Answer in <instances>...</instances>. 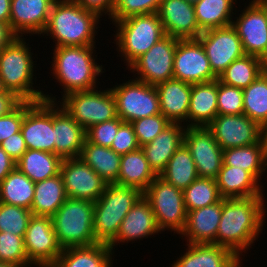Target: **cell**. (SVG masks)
I'll return each mask as SVG.
<instances>
[{"instance_id": "cell-1", "label": "cell", "mask_w": 267, "mask_h": 267, "mask_svg": "<svg viewBox=\"0 0 267 267\" xmlns=\"http://www.w3.org/2000/svg\"><path fill=\"white\" fill-rule=\"evenodd\" d=\"M264 199V196L222 198L216 245L229 248L241 259L245 257L266 227L267 198Z\"/></svg>"}, {"instance_id": "cell-2", "label": "cell", "mask_w": 267, "mask_h": 267, "mask_svg": "<svg viewBox=\"0 0 267 267\" xmlns=\"http://www.w3.org/2000/svg\"><path fill=\"white\" fill-rule=\"evenodd\" d=\"M96 46H65L52 49L53 52L49 54L53 56L49 67L50 75L53 76L51 80L55 78V82L63 89L60 92L61 97L71 92L99 87L100 77L106 70L103 65H99V60L96 61Z\"/></svg>"}, {"instance_id": "cell-3", "label": "cell", "mask_w": 267, "mask_h": 267, "mask_svg": "<svg viewBox=\"0 0 267 267\" xmlns=\"http://www.w3.org/2000/svg\"><path fill=\"white\" fill-rule=\"evenodd\" d=\"M99 19L102 20L97 13L72 0H55L41 35L53 40L55 45L51 48L96 45L98 28L102 25Z\"/></svg>"}, {"instance_id": "cell-4", "label": "cell", "mask_w": 267, "mask_h": 267, "mask_svg": "<svg viewBox=\"0 0 267 267\" xmlns=\"http://www.w3.org/2000/svg\"><path fill=\"white\" fill-rule=\"evenodd\" d=\"M25 39L26 36H17L0 51V79L5 90L14 93L22 101H41L44 100L45 91L40 86H35L37 64L33 61L35 57L29 44L30 38L27 39L28 42Z\"/></svg>"}, {"instance_id": "cell-5", "label": "cell", "mask_w": 267, "mask_h": 267, "mask_svg": "<svg viewBox=\"0 0 267 267\" xmlns=\"http://www.w3.org/2000/svg\"><path fill=\"white\" fill-rule=\"evenodd\" d=\"M115 26L112 39L121 61L127 68L155 43L165 36L162 22L157 13L133 15L109 23Z\"/></svg>"}, {"instance_id": "cell-6", "label": "cell", "mask_w": 267, "mask_h": 267, "mask_svg": "<svg viewBox=\"0 0 267 267\" xmlns=\"http://www.w3.org/2000/svg\"><path fill=\"white\" fill-rule=\"evenodd\" d=\"M142 195L135 187L106 185L94 202L93 232L98 243L109 244L116 237L123 219Z\"/></svg>"}, {"instance_id": "cell-7", "label": "cell", "mask_w": 267, "mask_h": 267, "mask_svg": "<svg viewBox=\"0 0 267 267\" xmlns=\"http://www.w3.org/2000/svg\"><path fill=\"white\" fill-rule=\"evenodd\" d=\"M94 202L67 198L52 216L62 249L98 243L93 232Z\"/></svg>"}, {"instance_id": "cell-8", "label": "cell", "mask_w": 267, "mask_h": 267, "mask_svg": "<svg viewBox=\"0 0 267 267\" xmlns=\"http://www.w3.org/2000/svg\"><path fill=\"white\" fill-rule=\"evenodd\" d=\"M102 89V90H101ZM75 91L56 98L44 93V100L58 102L85 130L117 117L116 101L110 88ZM61 100V101H60Z\"/></svg>"}, {"instance_id": "cell-9", "label": "cell", "mask_w": 267, "mask_h": 267, "mask_svg": "<svg viewBox=\"0 0 267 267\" xmlns=\"http://www.w3.org/2000/svg\"><path fill=\"white\" fill-rule=\"evenodd\" d=\"M149 201L159 230L181 234L186 223L187 210L183 190L157 176L143 192Z\"/></svg>"}, {"instance_id": "cell-10", "label": "cell", "mask_w": 267, "mask_h": 267, "mask_svg": "<svg viewBox=\"0 0 267 267\" xmlns=\"http://www.w3.org/2000/svg\"><path fill=\"white\" fill-rule=\"evenodd\" d=\"M110 89L116 101L117 116L131 123L144 117L160 114L159 95L155 86L135 78L116 83Z\"/></svg>"}, {"instance_id": "cell-11", "label": "cell", "mask_w": 267, "mask_h": 267, "mask_svg": "<svg viewBox=\"0 0 267 267\" xmlns=\"http://www.w3.org/2000/svg\"><path fill=\"white\" fill-rule=\"evenodd\" d=\"M178 40L169 35L161 38L127 68L134 74L132 77L153 86L173 79V61Z\"/></svg>"}, {"instance_id": "cell-12", "label": "cell", "mask_w": 267, "mask_h": 267, "mask_svg": "<svg viewBox=\"0 0 267 267\" xmlns=\"http://www.w3.org/2000/svg\"><path fill=\"white\" fill-rule=\"evenodd\" d=\"M28 261L35 267L54 265L62 253L52 217L32 216L24 236Z\"/></svg>"}, {"instance_id": "cell-13", "label": "cell", "mask_w": 267, "mask_h": 267, "mask_svg": "<svg viewBox=\"0 0 267 267\" xmlns=\"http://www.w3.org/2000/svg\"><path fill=\"white\" fill-rule=\"evenodd\" d=\"M173 78L189 84L218 79L211 70L205 49L198 38L178 40L173 61Z\"/></svg>"}, {"instance_id": "cell-14", "label": "cell", "mask_w": 267, "mask_h": 267, "mask_svg": "<svg viewBox=\"0 0 267 267\" xmlns=\"http://www.w3.org/2000/svg\"><path fill=\"white\" fill-rule=\"evenodd\" d=\"M21 132L28 149L55 153L53 102L26 101Z\"/></svg>"}, {"instance_id": "cell-15", "label": "cell", "mask_w": 267, "mask_h": 267, "mask_svg": "<svg viewBox=\"0 0 267 267\" xmlns=\"http://www.w3.org/2000/svg\"><path fill=\"white\" fill-rule=\"evenodd\" d=\"M244 7L236 10L232 26L241 39L245 55L257 56L267 62L266 13L258 3L249 2L247 6L245 3Z\"/></svg>"}, {"instance_id": "cell-16", "label": "cell", "mask_w": 267, "mask_h": 267, "mask_svg": "<svg viewBox=\"0 0 267 267\" xmlns=\"http://www.w3.org/2000/svg\"><path fill=\"white\" fill-rule=\"evenodd\" d=\"M213 73L218 77L234 60L245 55L241 39L232 25L202 32L198 36Z\"/></svg>"}, {"instance_id": "cell-17", "label": "cell", "mask_w": 267, "mask_h": 267, "mask_svg": "<svg viewBox=\"0 0 267 267\" xmlns=\"http://www.w3.org/2000/svg\"><path fill=\"white\" fill-rule=\"evenodd\" d=\"M207 128L223 150L253 145L263 138V128L244 114L217 115Z\"/></svg>"}, {"instance_id": "cell-18", "label": "cell", "mask_w": 267, "mask_h": 267, "mask_svg": "<svg viewBox=\"0 0 267 267\" xmlns=\"http://www.w3.org/2000/svg\"><path fill=\"white\" fill-rule=\"evenodd\" d=\"M60 174L67 198L95 202L108 184L80 157L63 159Z\"/></svg>"}, {"instance_id": "cell-19", "label": "cell", "mask_w": 267, "mask_h": 267, "mask_svg": "<svg viewBox=\"0 0 267 267\" xmlns=\"http://www.w3.org/2000/svg\"><path fill=\"white\" fill-rule=\"evenodd\" d=\"M184 144L190 150L199 177L215 179L223 164V149L207 127H186Z\"/></svg>"}, {"instance_id": "cell-20", "label": "cell", "mask_w": 267, "mask_h": 267, "mask_svg": "<svg viewBox=\"0 0 267 267\" xmlns=\"http://www.w3.org/2000/svg\"><path fill=\"white\" fill-rule=\"evenodd\" d=\"M162 234L159 230L155 215L152 211L149 201L142 195L139 200L129 210L122 223L116 237L108 244L115 255V248L117 250L120 243L126 245L131 242L135 243L137 240L151 238L153 235ZM119 244V245H118Z\"/></svg>"}, {"instance_id": "cell-21", "label": "cell", "mask_w": 267, "mask_h": 267, "mask_svg": "<svg viewBox=\"0 0 267 267\" xmlns=\"http://www.w3.org/2000/svg\"><path fill=\"white\" fill-rule=\"evenodd\" d=\"M54 2L55 0H11V30L20 37H24L25 34L41 36Z\"/></svg>"}, {"instance_id": "cell-22", "label": "cell", "mask_w": 267, "mask_h": 267, "mask_svg": "<svg viewBox=\"0 0 267 267\" xmlns=\"http://www.w3.org/2000/svg\"><path fill=\"white\" fill-rule=\"evenodd\" d=\"M157 14L165 35L177 39H194L202 33L194 5L185 0H161Z\"/></svg>"}, {"instance_id": "cell-23", "label": "cell", "mask_w": 267, "mask_h": 267, "mask_svg": "<svg viewBox=\"0 0 267 267\" xmlns=\"http://www.w3.org/2000/svg\"><path fill=\"white\" fill-rule=\"evenodd\" d=\"M55 154L62 159L79 157L86 130L58 102H53Z\"/></svg>"}, {"instance_id": "cell-24", "label": "cell", "mask_w": 267, "mask_h": 267, "mask_svg": "<svg viewBox=\"0 0 267 267\" xmlns=\"http://www.w3.org/2000/svg\"><path fill=\"white\" fill-rule=\"evenodd\" d=\"M183 246L186 251L169 267H239L241 258L225 246L194 243Z\"/></svg>"}, {"instance_id": "cell-25", "label": "cell", "mask_w": 267, "mask_h": 267, "mask_svg": "<svg viewBox=\"0 0 267 267\" xmlns=\"http://www.w3.org/2000/svg\"><path fill=\"white\" fill-rule=\"evenodd\" d=\"M222 213V199L210 206L187 212L185 227L180 234L186 243L216 244Z\"/></svg>"}, {"instance_id": "cell-26", "label": "cell", "mask_w": 267, "mask_h": 267, "mask_svg": "<svg viewBox=\"0 0 267 267\" xmlns=\"http://www.w3.org/2000/svg\"><path fill=\"white\" fill-rule=\"evenodd\" d=\"M186 126L170 123L150 143L141 147L154 173L159 176L170 158L184 144Z\"/></svg>"}, {"instance_id": "cell-27", "label": "cell", "mask_w": 267, "mask_h": 267, "mask_svg": "<svg viewBox=\"0 0 267 267\" xmlns=\"http://www.w3.org/2000/svg\"><path fill=\"white\" fill-rule=\"evenodd\" d=\"M160 103L161 114L170 123H179L187 127L192 84L170 79L155 86Z\"/></svg>"}, {"instance_id": "cell-28", "label": "cell", "mask_w": 267, "mask_h": 267, "mask_svg": "<svg viewBox=\"0 0 267 267\" xmlns=\"http://www.w3.org/2000/svg\"><path fill=\"white\" fill-rule=\"evenodd\" d=\"M219 194L222 198H247L264 196V184H261L249 171L227 166L224 163L216 178Z\"/></svg>"}, {"instance_id": "cell-29", "label": "cell", "mask_w": 267, "mask_h": 267, "mask_svg": "<svg viewBox=\"0 0 267 267\" xmlns=\"http://www.w3.org/2000/svg\"><path fill=\"white\" fill-rule=\"evenodd\" d=\"M218 79L192 84L187 127H207L218 115Z\"/></svg>"}, {"instance_id": "cell-30", "label": "cell", "mask_w": 267, "mask_h": 267, "mask_svg": "<svg viewBox=\"0 0 267 267\" xmlns=\"http://www.w3.org/2000/svg\"><path fill=\"white\" fill-rule=\"evenodd\" d=\"M114 252L108 244L68 247L62 250L55 267H113ZM113 259V260H112Z\"/></svg>"}, {"instance_id": "cell-31", "label": "cell", "mask_w": 267, "mask_h": 267, "mask_svg": "<svg viewBox=\"0 0 267 267\" xmlns=\"http://www.w3.org/2000/svg\"><path fill=\"white\" fill-rule=\"evenodd\" d=\"M156 177L141 147L121 155L119 185L135 187L143 193Z\"/></svg>"}, {"instance_id": "cell-32", "label": "cell", "mask_w": 267, "mask_h": 267, "mask_svg": "<svg viewBox=\"0 0 267 267\" xmlns=\"http://www.w3.org/2000/svg\"><path fill=\"white\" fill-rule=\"evenodd\" d=\"M66 199L61 174L36 182L31 207L32 215L52 217Z\"/></svg>"}, {"instance_id": "cell-33", "label": "cell", "mask_w": 267, "mask_h": 267, "mask_svg": "<svg viewBox=\"0 0 267 267\" xmlns=\"http://www.w3.org/2000/svg\"><path fill=\"white\" fill-rule=\"evenodd\" d=\"M79 157L105 182L118 184L121 155L113 149L85 140Z\"/></svg>"}, {"instance_id": "cell-34", "label": "cell", "mask_w": 267, "mask_h": 267, "mask_svg": "<svg viewBox=\"0 0 267 267\" xmlns=\"http://www.w3.org/2000/svg\"><path fill=\"white\" fill-rule=\"evenodd\" d=\"M238 0H200L194 4L198 26L202 32L232 25Z\"/></svg>"}, {"instance_id": "cell-35", "label": "cell", "mask_w": 267, "mask_h": 267, "mask_svg": "<svg viewBox=\"0 0 267 267\" xmlns=\"http://www.w3.org/2000/svg\"><path fill=\"white\" fill-rule=\"evenodd\" d=\"M62 160L55 153L28 149L16 167L36 183L60 174Z\"/></svg>"}, {"instance_id": "cell-36", "label": "cell", "mask_w": 267, "mask_h": 267, "mask_svg": "<svg viewBox=\"0 0 267 267\" xmlns=\"http://www.w3.org/2000/svg\"><path fill=\"white\" fill-rule=\"evenodd\" d=\"M266 70V62L253 55H244L234 60L219 76L218 80L225 85L247 88Z\"/></svg>"}, {"instance_id": "cell-37", "label": "cell", "mask_w": 267, "mask_h": 267, "mask_svg": "<svg viewBox=\"0 0 267 267\" xmlns=\"http://www.w3.org/2000/svg\"><path fill=\"white\" fill-rule=\"evenodd\" d=\"M35 183L15 167L0 183V202L31 210Z\"/></svg>"}, {"instance_id": "cell-38", "label": "cell", "mask_w": 267, "mask_h": 267, "mask_svg": "<svg viewBox=\"0 0 267 267\" xmlns=\"http://www.w3.org/2000/svg\"><path fill=\"white\" fill-rule=\"evenodd\" d=\"M159 176L180 190H185L199 177L191 152L185 144L177 149Z\"/></svg>"}, {"instance_id": "cell-39", "label": "cell", "mask_w": 267, "mask_h": 267, "mask_svg": "<svg viewBox=\"0 0 267 267\" xmlns=\"http://www.w3.org/2000/svg\"><path fill=\"white\" fill-rule=\"evenodd\" d=\"M223 163L249 171L261 184L263 171L262 140L256 144L223 150Z\"/></svg>"}, {"instance_id": "cell-40", "label": "cell", "mask_w": 267, "mask_h": 267, "mask_svg": "<svg viewBox=\"0 0 267 267\" xmlns=\"http://www.w3.org/2000/svg\"><path fill=\"white\" fill-rule=\"evenodd\" d=\"M243 114L262 128L267 124V70L243 89Z\"/></svg>"}, {"instance_id": "cell-41", "label": "cell", "mask_w": 267, "mask_h": 267, "mask_svg": "<svg viewBox=\"0 0 267 267\" xmlns=\"http://www.w3.org/2000/svg\"><path fill=\"white\" fill-rule=\"evenodd\" d=\"M183 194L187 212L213 205L222 199L216 180L210 178L198 177L183 190Z\"/></svg>"}, {"instance_id": "cell-42", "label": "cell", "mask_w": 267, "mask_h": 267, "mask_svg": "<svg viewBox=\"0 0 267 267\" xmlns=\"http://www.w3.org/2000/svg\"><path fill=\"white\" fill-rule=\"evenodd\" d=\"M32 216L29 209L0 202V232L24 237Z\"/></svg>"}, {"instance_id": "cell-43", "label": "cell", "mask_w": 267, "mask_h": 267, "mask_svg": "<svg viewBox=\"0 0 267 267\" xmlns=\"http://www.w3.org/2000/svg\"><path fill=\"white\" fill-rule=\"evenodd\" d=\"M0 262L19 267H34L26 255L24 237L0 232Z\"/></svg>"}, {"instance_id": "cell-44", "label": "cell", "mask_w": 267, "mask_h": 267, "mask_svg": "<svg viewBox=\"0 0 267 267\" xmlns=\"http://www.w3.org/2000/svg\"><path fill=\"white\" fill-rule=\"evenodd\" d=\"M161 0H116L110 22L133 15L157 13Z\"/></svg>"}, {"instance_id": "cell-45", "label": "cell", "mask_w": 267, "mask_h": 267, "mask_svg": "<svg viewBox=\"0 0 267 267\" xmlns=\"http://www.w3.org/2000/svg\"><path fill=\"white\" fill-rule=\"evenodd\" d=\"M217 108L218 115L243 114V89L218 80Z\"/></svg>"}, {"instance_id": "cell-46", "label": "cell", "mask_w": 267, "mask_h": 267, "mask_svg": "<svg viewBox=\"0 0 267 267\" xmlns=\"http://www.w3.org/2000/svg\"><path fill=\"white\" fill-rule=\"evenodd\" d=\"M140 147L150 143L170 122L160 113L131 122Z\"/></svg>"}, {"instance_id": "cell-47", "label": "cell", "mask_w": 267, "mask_h": 267, "mask_svg": "<svg viewBox=\"0 0 267 267\" xmlns=\"http://www.w3.org/2000/svg\"><path fill=\"white\" fill-rule=\"evenodd\" d=\"M123 123L117 116L112 120L95 124L86 130V140L103 147H111L113 139Z\"/></svg>"}, {"instance_id": "cell-48", "label": "cell", "mask_w": 267, "mask_h": 267, "mask_svg": "<svg viewBox=\"0 0 267 267\" xmlns=\"http://www.w3.org/2000/svg\"><path fill=\"white\" fill-rule=\"evenodd\" d=\"M110 148L120 155L127 154L140 148L134 127L131 123L124 122L119 127Z\"/></svg>"}, {"instance_id": "cell-49", "label": "cell", "mask_w": 267, "mask_h": 267, "mask_svg": "<svg viewBox=\"0 0 267 267\" xmlns=\"http://www.w3.org/2000/svg\"><path fill=\"white\" fill-rule=\"evenodd\" d=\"M26 101H22L14 110L0 117V145L6 138L21 131Z\"/></svg>"}, {"instance_id": "cell-50", "label": "cell", "mask_w": 267, "mask_h": 267, "mask_svg": "<svg viewBox=\"0 0 267 267\" xmlns=\"http://www.w3.org/2000/svg\"><path fill=\"white\" fill-rule=\"evenodd\" d=\"M1 147L15 162L28 150L21 131L2 141Z\"/></svg>"}, {"instance_id": "cell-51", "label": "cell", "mask_w": 267, "mask_h": 267, "mask_svg": "<svg viewBox=\"0 0 267 267\" xmlns=\"http://www.w3.org/2000/svg\"><path fill=\"white\" fill-rule=\"evenodd\" d=\"M86 10L97 13L101 18H111L116 0H72Z\"/></svg>"}, {"instance_id": "cell-52", "label": "cell", "mask_w": 267, "mask_h": 267, "mask_svg": "<svg viewBox=\"0 0 267 267\" xmlns=\"http://www.w3.org/2000/svg\"><path fill=\"white\" fill-rule=\"evenodd\" d=\"M21 102L22 100L12 92L5 91L0 94V117L10 113Z\"/></svg>"}, {"instance_id": "cell-53", "label": "cell", "mask_w": 267, "mask_h": 267, "mask_svg": "<svg viewBox=\"0 0 267 267\" xmlns=\"http://www.w3.org/2000/svg\"><path fill=\"white\" fill-rule=\"evenodd\" d=\"M16 167V162L2 149L0 145V183Z\"/></svg>"}, {"instance_id": "cell-54", "label": "cell", "mask_w": 267, "mask_h": 267, "mask_svg": "<svg viewBox=\"0 0 267 267\" xmlns=\"http://www.w3.org/2000/svg\"><path fill=\"white\" fill-rule=\"evenodd\" d=\"M17 35L11 30L10 23L0 21V51L6 48Z\"/></svg>"}, {"instance_id": "cell-55", "label": "cell", "mask_w": 267, "mask_h": 267, "mask_svg": "<svg viewBox=\"0 0 267 267\" xmlns=\"http://www.w3.org/2000/svg\"><path fill=\"white\" fill-rule=\"evenodd\" d=\"M11 0H0V21L9 23Z\"/></svg>"}, {"instance_id": "cell-56", "label": "cell", "mask_w": 267, "mask_h": 267, "mask_svg": "<svg viewBox=\"0 0 267 267\" xmlns=\"http://www.w3.org/2000/svg\"><path fill=\"white\" fill-rule=\"evenodd\" d=\"M263 146V171L264 175L267 173V138H262Z\"/></svg>"}, {"instance_id": "cell-57", "label": "cell", "mask_w": 267, "mask_h": 267, "mask_svg": "<svg viewBox=\"0 0 267 267\" xmlns=\"http://www.w3.org/2000/svg\"><path fill=\"white\" fill-rule=\"evenodd\" d=\"M258 4L262 7L267 16V0H261L260 2H258Z\"/></svg>"}, {"instance_id": "cell-58", "label": "cell", "mask_w": 267, "mask_h": 267, "mask_svg": "<svg viewBox=\"0 0 267 267\" xmlns=\"http://www.w3.org/2000/svg\"><path fill=\"white\" fill-rule=\"evenodd\" d=\"M0 267H19V266H16V265H13V264H7V263H4V262H0Z\"/></svg>"}, {"instance_id": "cell-59", "label": "cell", "mask_w": 267, "mask_h": 267, "mask_svg": "<svg viewBox=\"0 0 267 267\" xmlns=\"http://www.w3.org/2000/svg\"><path fill=\"white\" fill-rule=\"evenodd\" d=\"M6 90L3 86L2 80L0 79V94L4 93Z\"/></svg>"}, {"instance_id": "cell-60", "label": "cell", "mask_w": 267, "mask_h": 267, "mask_svg": "<svg viewBox=\"0 0 267 267\" xmlns=\"http://www.w3.org/2000/svg\"><path fill=\"white\" fill-rule=\"evenodd\" d=\"M263 138H267V124L263 127Z\"/></svg>"}, {"instance_id": "cell-61", "label": "cell", "mask_w": 267, "mask_h": 267, "mask_svg": "<svg viewBox=\"0 0 267 267\" xmlns=\"http://www.w3.org/2000/svg\"><path fill=\"white\" fill-rule=\"evenodd\" d=\"M185 1L194 5L195 3L199 2L200 0H185Z\"/></svg>"}, {"instance_id": "cell-62", "label": "cell", "mask_w": 267, "mask_h": 267, "mask_svg": "<svg viewBox=\"0 0 267 267\" xmlns=\"http://www.w3.org/2000/svg\"><path fill=\"white\" fill-rule=\"evenodd\" d=\"M250 1V0H249ZM261 0H251L250 3H258L260 2Z\"/></svg>"}, {"instance_id": "cell-63", "label": "cell", "mask_w": 267, "mask_h": 267, "mask_svg": "<svg viewBox=\"0 0 267 267\" xmlns=\"http://www.w3.org/2000/svg\"><path fill=\"white\" fill-rule=\"evenodd\" d=\"M243 259H244V258H242V259L240 260L239 267H242V265H244V264H242Z\"/></svg>"}, {"instance_id": "cell-64", "label": "cell", "mask_w": 267, "mask_h": 267, "mask_svg": "<svg viewBox=\"0 0 267 267\" xmlns=\"http://www.w3.org/2000/svg\"><path fill=\"white\" fill-rule=\"evenodd\" d=\"M40 267H55L54 265H46V266H40Z\"/></svg>"}]
</instances>
